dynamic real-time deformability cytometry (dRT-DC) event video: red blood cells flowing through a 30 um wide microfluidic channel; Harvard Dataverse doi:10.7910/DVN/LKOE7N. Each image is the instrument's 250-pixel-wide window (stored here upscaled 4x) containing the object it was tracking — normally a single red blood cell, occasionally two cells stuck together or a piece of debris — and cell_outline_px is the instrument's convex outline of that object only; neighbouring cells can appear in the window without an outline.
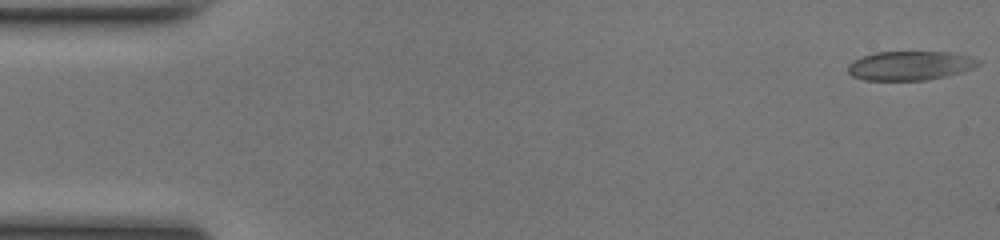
{"species": "common noctule bat (a hibernating species)", "species_latin": "Nyctalus noctula", "temperature_condition": "room temperature", "stored_images_in_passage": 49, "camera_frame_rate_fps": 3000, "um_per_image_px": 0.085, "animal": {"sex": "female", "body_mass_g": 17.0, "forearm_length_mm": 48.0}, "frame": {"image": 1, "passage_image": 1, "time_ms": 0.0, "image_size_px": [1000, 240], "cell_outline_px": [[980, 64], [972, 68], [960, 72], [928, 80], [864, 80], [852, 76], [848, 72], [848, 64], [852, 60], [876, 52], [952, 52], [972, 56], [980, 60]], "centroid_in_image_um": [77.35, 5.57], "position_along_channel_um": 7.6, "area_um2": 22.14}}
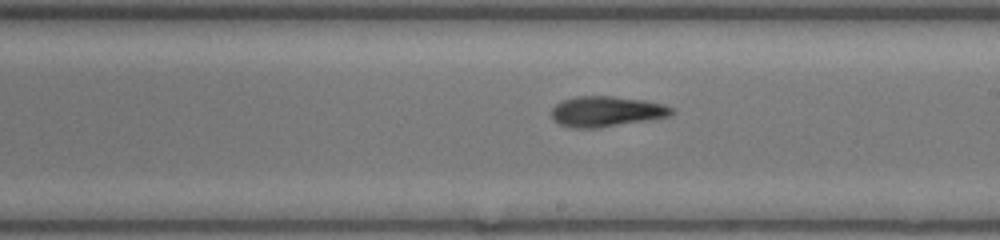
{"frame": {"image": 2, "passage_image": 28, "time_ms": 9.0, "image_size_px": [1000, 240], "cell_outline_px": [[676, 112], [668, 116], [648, 120], [600, 128], [568, 128], [552, 120], [552, 108], [556, 104], [564, 100], [576, 96], [612, 96], [644, 100], [664, 104], [672, 108]], "centroid_in_image_um": [51.53, 9.48], "position_along_channel_um": 237.5, "area_um2": 21.44}}
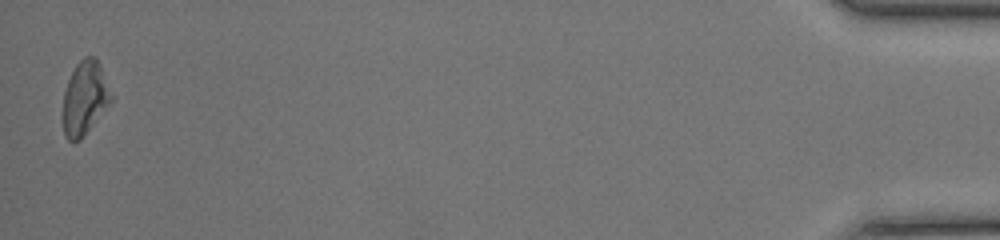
{"frame": {"image": 3, "passage_image": 49, "time_ms": 16.0, "image_size_px": [1000, 240], "cell_outline_px": [[112, 100], [80, 140], [72, 144], [64, 136], [64, 92], [68, 80], [76, 64], [84, 56], [96, 56], [100, 64], [112, 96]], "centroid_in_image_um": [7.2, 8.33], "position_along_channel_um": 428.0, "area_um2": 20.4}, "authors_computed_cell_mechanics": {"area_um2": 21.675, "velocity_mm_per_s": 4.166, "shape_relaxation_time_tau1_ms": 3.8279, "shape_relaxation_time_tau2_ms": null, "deformation_change_tau1": 0.1663, "deformation_change_tau2": null}}